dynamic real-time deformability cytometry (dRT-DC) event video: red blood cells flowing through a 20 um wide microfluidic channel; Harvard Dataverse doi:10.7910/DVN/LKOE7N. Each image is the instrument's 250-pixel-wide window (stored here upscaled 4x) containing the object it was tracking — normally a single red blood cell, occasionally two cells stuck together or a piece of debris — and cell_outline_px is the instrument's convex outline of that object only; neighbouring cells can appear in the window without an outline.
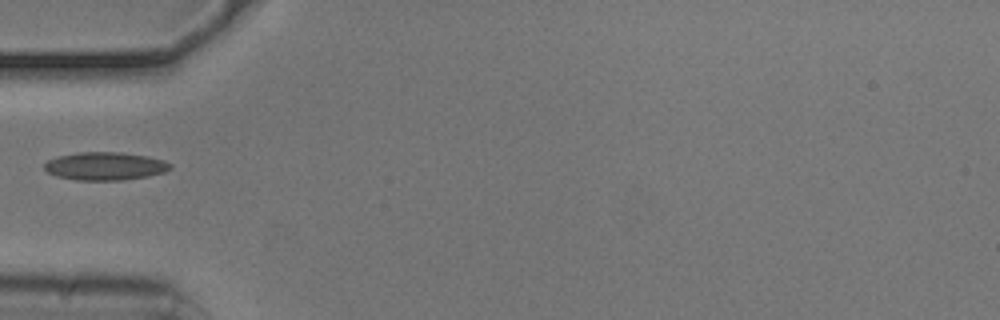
{"species": "common noctule bat (a hibernating species)", "species_latin": "Nyctalus noctula", "temperature_condition": "cold", "stored_images_in_passage": 11, "camera_frame_rate_fps": 3000, "um_per_image_px": 0.085, "animal": {"sex": "male", "body_mass_g": 20.5, "forearm_length_mm": 52.5}, "frame": {"image": 1, "passage_image": 1, "time_ms": 0.0, "image_size_px": [1000, 320], "cell_outline_px": [[172, 168], [164, 172], [148, 176], [120, 180], [76, 180], [56, 176], [48, 172], [44, 168], [44, 164], [48, 160], [56, 156], [80, 152], [120, 152], [148, 156], [164, 160], [172, 164]], "centroid_in_image_um": [8.94, 14.11], "position_along_channel_um": 76.1, "area_um2": 20.63}}
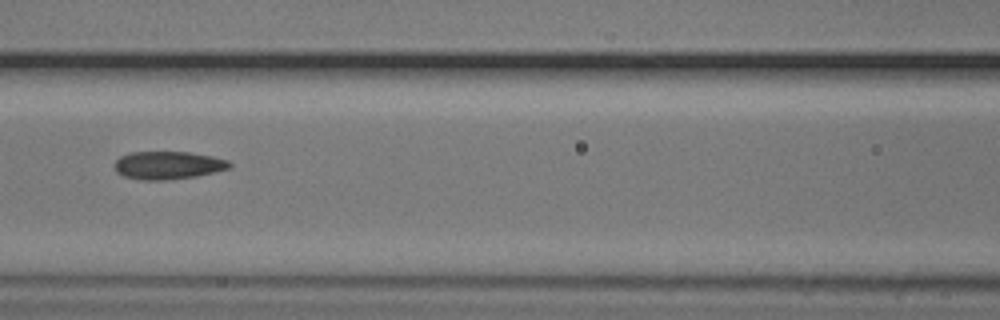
{"frame": {"image": 2, "passage_image": 7, "time_ms": 2.0, "image_size_px": [1000, 320], "cell_outline_px": [[232, 164], [228, 168], [196, 176], [168, 180], [140, 180], [124, 176], [116, 172], [116, 160], [120, 156], [132, 152], [188, 152], [212, 156], [228, 160]], "centroid_in_image_um": [14.27, 14.05], "position_along_channel_um": 152.3, "area_um2": 18.55}}
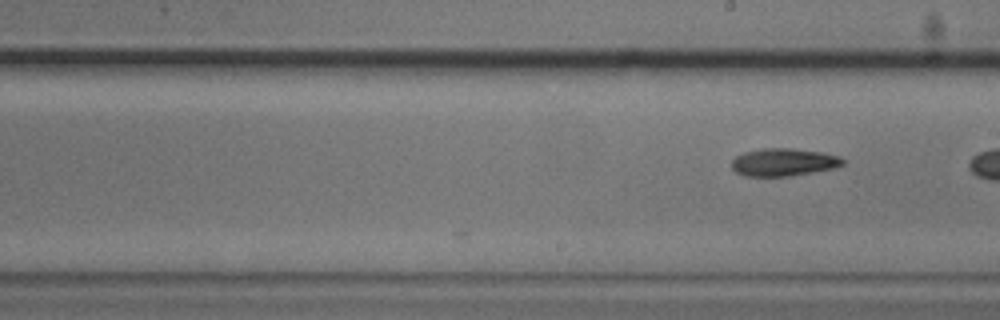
{"frame": {"image": 3, "passage_image": 11, "time_ms": 3.333, "image_size_px": [1000, 320], "cell_outline_px": [[848, 160], [844, 164], [836, 168], [792, 176], [744, 176], [736, 172], [732, 168], [732, 160], [736, 156], [744, 152], [764, 148], [792, 148], [820, 152], [840, 156]], "centroid_in_image_um": [66.65, 13.79], "position_along_channel_um": 222.3, "area_um2": 18.15}}